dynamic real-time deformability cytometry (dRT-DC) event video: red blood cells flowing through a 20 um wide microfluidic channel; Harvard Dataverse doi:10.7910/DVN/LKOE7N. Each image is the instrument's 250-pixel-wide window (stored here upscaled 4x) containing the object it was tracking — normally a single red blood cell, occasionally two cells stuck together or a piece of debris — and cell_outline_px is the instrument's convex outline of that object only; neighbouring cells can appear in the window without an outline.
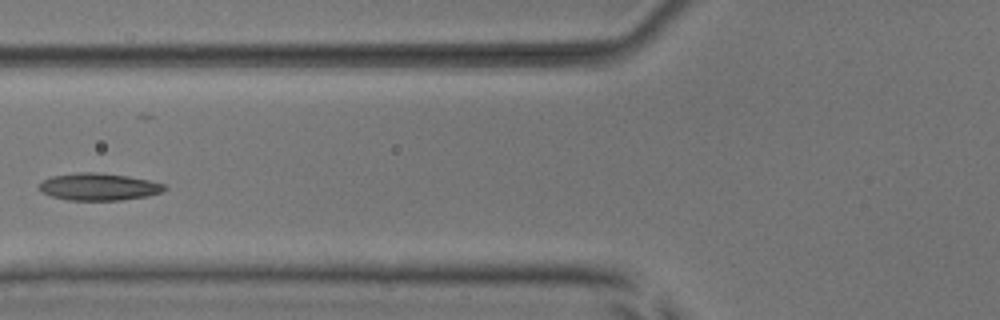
{"species": "common noctule bat (a hibernating species)", "species_latin": "Nyctalus noctula", "temperature_condition": "room temperature", "stored_images_in_passage": 8, "camera_frame_rate_fps": 3000, "um_per_image_px": 0.085, "animal": {"sex": "male", "body_mass_g": 17.9, "forearm_length_mm": 54.2}, "frame": {"image": 1, "passage_image": 5, "time_ms": 5.667, "image_size_px": [1000, 320], "cell_outline_px": [[168, 188], [160, 192], [148, 196], [120, 200], [68, 200], [52, 196], [44, 192], [40, 188], [40, 184], [44, 180], [52, 176], [76, 172], [96, 172], [128, 176], [148, 180], [164, 184]], "centroid_in_image_um": [8.42, 15.87], "position_along_channel_um": 117.4, "area_um2": 19.65}}
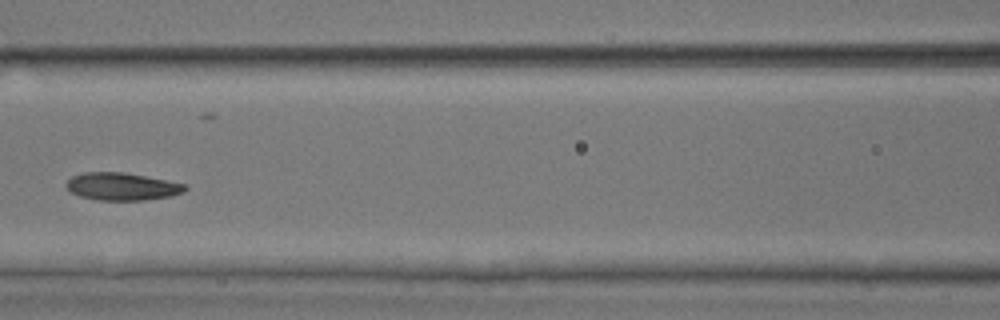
{"frame": {"image": 2, "passage_image": 6, "time_ms": 6.667, "image_size_px": [1000, 320], "cell_outline_px": [[188, 188], [184, 192], [172, 196], [144, 200], [96, 200], [80, 196], [72, 192], [64, 184], [72, 176], [84, 172], [124, 172], [184, 184]], "centroid_in_image_um": [10.35, 15.85], "position_along_channel_um": 156.2, "area_um2": 18.96}}